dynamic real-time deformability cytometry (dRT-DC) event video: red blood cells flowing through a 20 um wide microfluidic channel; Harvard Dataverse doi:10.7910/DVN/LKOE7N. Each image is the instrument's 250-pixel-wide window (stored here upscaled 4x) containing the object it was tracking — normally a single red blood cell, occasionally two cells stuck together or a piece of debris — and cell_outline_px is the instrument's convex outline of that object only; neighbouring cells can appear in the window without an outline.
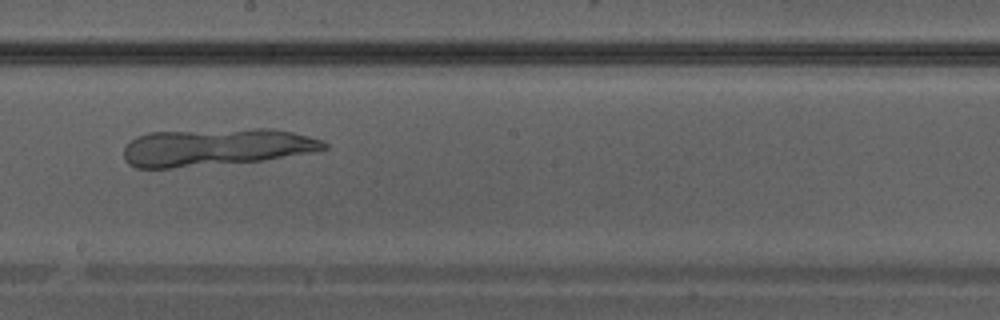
{"species": "Egyptian fruit bat (a non-hibernating species)", "species_latin": "Rousettus aegyptiacus", "temperature_condition": "warm", "stored_images_in_passage": 17, "camera_frame_rate_fps": 3000, "um_per_image_px": 0.085, "animal": {"sex": "male"}, "frame": {"image": 1, "passage_image": 10, "time_ms": 3.0, "image_size_px": [1000, 320], "cell_outline_px": [[328, 148], [312, 152], [264, 160], [172, 168], [136, 168], [128, 164], [124, 160], [124, 148], [128, 140], [136, 136], [148, 132], [256, 128], [272, 128], [292, 132], [324, 140], [328, 144]], "centroid_in_image_um": [18.32, 12.5], "position_along_channel_um": 229.9, "area_um2": 44.1}}